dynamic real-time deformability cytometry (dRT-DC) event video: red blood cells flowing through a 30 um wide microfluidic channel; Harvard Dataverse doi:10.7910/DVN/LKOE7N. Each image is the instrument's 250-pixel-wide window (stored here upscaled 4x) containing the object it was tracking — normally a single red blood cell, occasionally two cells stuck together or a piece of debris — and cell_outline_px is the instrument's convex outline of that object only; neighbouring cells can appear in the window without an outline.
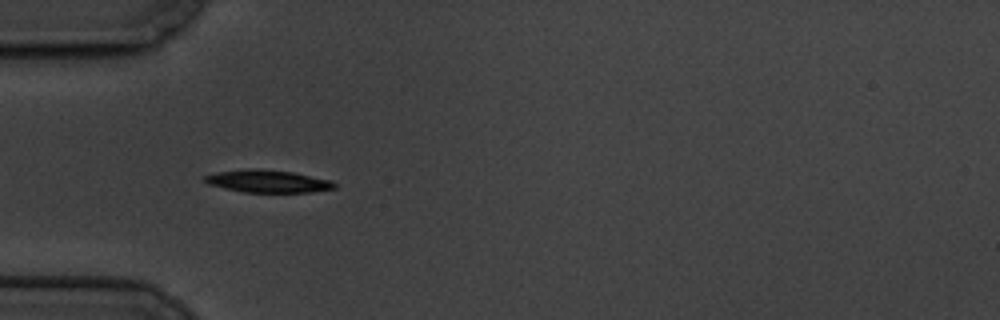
{"species": "common noctule bat (a hibernating species)", "species_latin": "Nyctalus noctula", "temperature_condition": "cold", "stored_images_in_passage": 2, "camera_frame_rate_fps": 3000, "um_per_image_px": 0.085, "animal": {"sex": "male", "body_mass_g": 19.5, "forearm_length_mm": 54.6}, "frame": {"image": 1, "passage_image": 1, "time_ms": 0.0, "image_size_px": [1000, 320], "cell_outline_px": [[336, 188], [312, 192], [244, 192], [224, 188], [208, 184], [204, 180], [204, 176], [216, 172], [248, 168], [252, 168], [292, 172], [328, 180], [336, 184]], "centroid_in_image_um": [22.72, 15.4], "position_along_channel_um": 62.3, "area_um2": 16.82}}
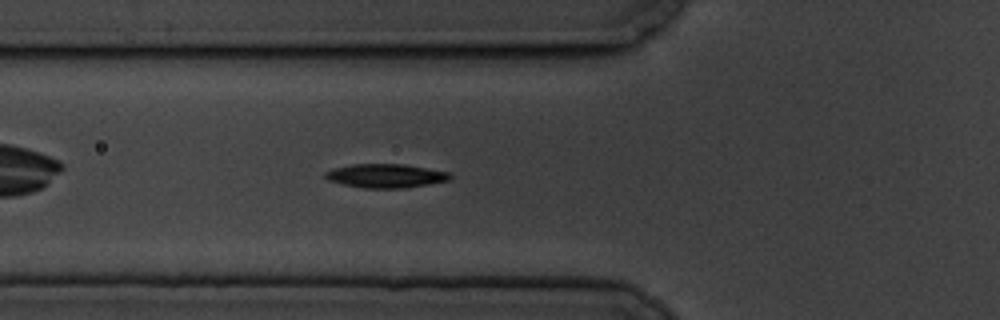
{"frame": {"image": 2, "passage_image": 2, "time_ms": 1.0, "image_size_px": [1000, 320], "cell_outline_px": [[452, 176], [448, 180], [408, 188], [364, 188], [344, 184], [328, 180], [324, 176], [324, 172], [336, 168], [352, 164], [404, 164], [448, 172]], "centroid_in_image_um": [32.78, 14.94], "position_along_channel_um": 93.0, "area_um2": 17.17}}